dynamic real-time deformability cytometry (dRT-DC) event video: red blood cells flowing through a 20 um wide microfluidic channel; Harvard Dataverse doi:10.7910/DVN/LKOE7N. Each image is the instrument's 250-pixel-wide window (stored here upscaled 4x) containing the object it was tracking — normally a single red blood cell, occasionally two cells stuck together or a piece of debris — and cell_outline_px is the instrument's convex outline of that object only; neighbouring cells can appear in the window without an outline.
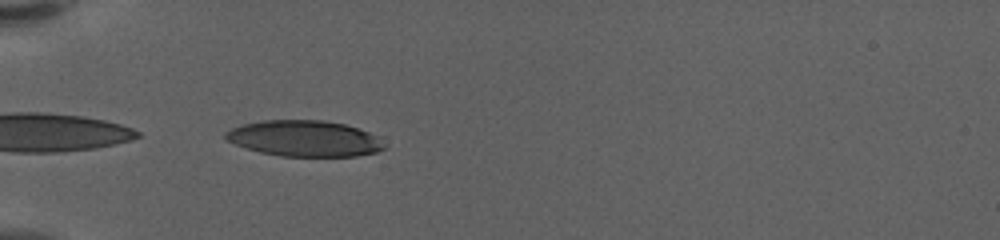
{"species": "human", "species_latin": "Homo sapiens", "temperature_condition": "warm", "stored_images_in_passage": 40, "camera_frame_rate_fps": 3000, "um_per_image_px": 0.085, "donor": {"sex": "female"}, "frame": {"image": 1, "passage_image": 1, "time_ms": 0.0, "image_size_px": [1000, 240], "cell_outline_px": [[384, 148], [376, 152], [356, 156], [280, 156], [260, 152], [224, 140], [224, 132], [232, 128], [244, 124], [264, 120], [324, 120], [344, 124], [368, 132], [376, 136], [384, 144]], "centroid_in_image_um": [25.85, 11.77], "position_along_channel_um": 59.2, "area_um2": 33.06}}
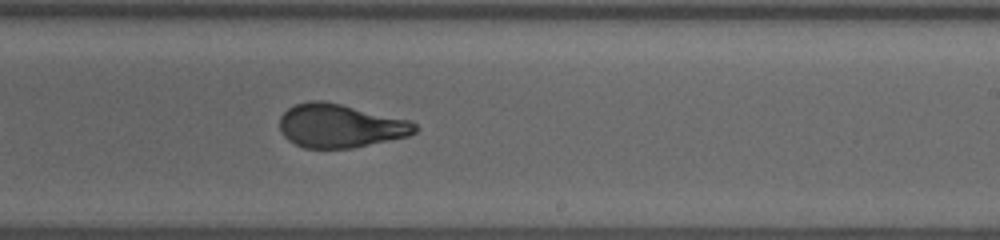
{"frame": {"image": 2, "passage_image": 19, "time_ms": 6.0, "image_size_px": [1000, 240], "cell_outline_px": [[420, 128], [416, 132], [408, 136], [352, 148], [304, 148], [288, 140], [280, 132], [280, 116], [288, 108], [296, 104], [308, 100], [324, 100], [412, 120]], "centroid_in_image_um": [28.93, 10.68], "position_along_channel_um": 260.1, "area_um2": 34.68}}
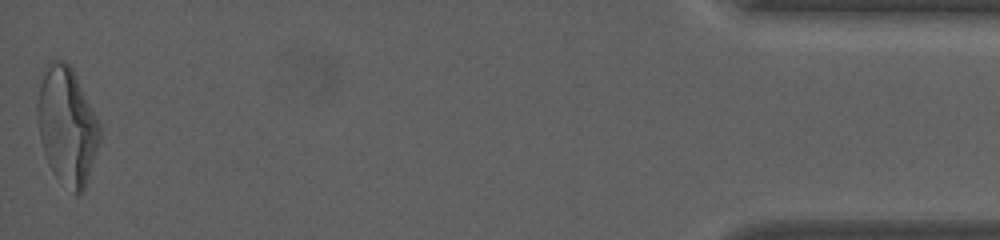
{"frame": {"image": 3, "passage_image": 40, "time_ms": 13.0, "image_size_px": [1000, 240], "cell_outline_px": [[100, 140], [88, 180], [84, 188], [76, 196], [52, 172], [48, 164], [44, 152], [40, 136], [36, 116], [36, 108], [40, 84], [44, 72], [48, 64], [52, 60], [64, 60], [72, 68], [100, 124]], "centroid_in_image_um": [5.69, 10.71], "position_along_channel_um": 429.5, "area_um2": 42.31}, "authors_computed_cell_mechanics": {"area_um2": 34.8534, "velocity_mm_per_s": 3.5725, "shape_relaxation_time_tau1_ms": 6.6798, "shape_relaxation_time_tau2_ms": 1.0724, "deformation_change_tau1": 0.2677, "deformation_change_tau2": 0.0862}}